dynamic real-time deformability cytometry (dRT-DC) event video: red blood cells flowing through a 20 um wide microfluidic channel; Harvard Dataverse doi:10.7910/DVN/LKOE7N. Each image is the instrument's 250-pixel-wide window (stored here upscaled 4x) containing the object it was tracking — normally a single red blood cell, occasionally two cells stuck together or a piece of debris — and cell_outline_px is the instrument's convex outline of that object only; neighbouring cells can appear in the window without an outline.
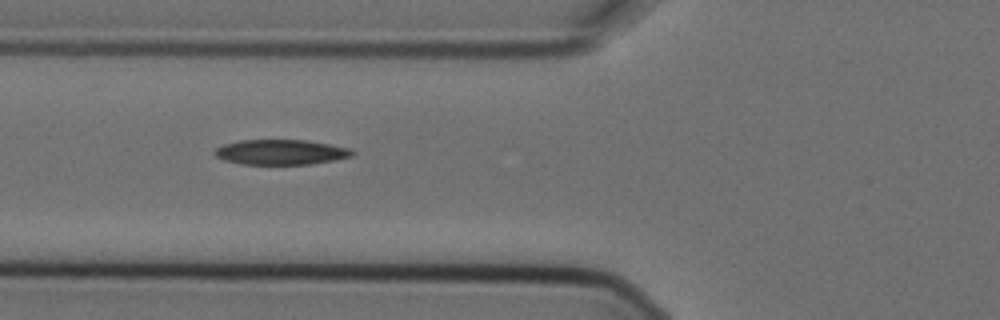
{"species": "Egyptian fruit bat (a non-hibernating species)", "species_latin": "Rousettus aegyptiacus", "temperature_condition": "cold", "stored_images_in_passage": 14, "camera_frame_rate_fps": 3000, "um_per_image_px": 0.085, "animal": {"sex": "female"}, "frame": {"image": 1, "passage_image": 6, "time_ms": 1.667, "image_size_px": [1000, 320], "cell_outline_px": [[356, 152], [352, 156], [336, 160], [308, 164], [240, 164], [224, 160], [216, 156], [212, 152], [216, 148], [224, 144], [240, 140], [308, 140], [348, 148]], "centroid_in_image_um": [23.86, 12.93], "position_along_channel_um": 101.9, "area_um2": 20.11}}
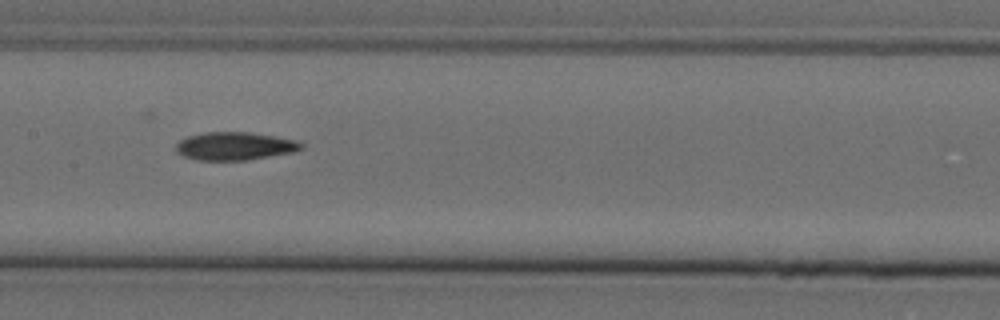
{"frame": {"image": 2, "passage_image": 8, "time_ms": 2.333, "image_size_px": [1000, 320], "cell_outline_px": [[304, 148], [296, 152], [244, 160], [196, 160], [184, 156], [176, 152], [176, 144], [180, 140], [188, 136], [204, 132], [248, 132], [296, 140], [304, 144]], "centroid_in_image_um": [19.96, 12.42], "position_along_channel_um": 187.4, "area_um2": 20.46}}
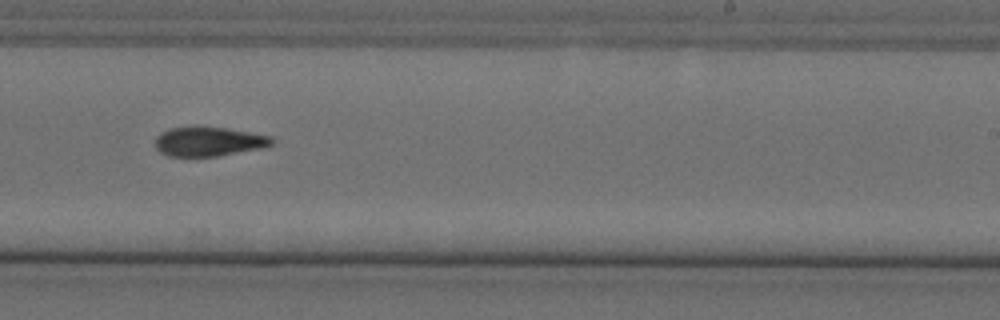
{"frame": {"image": 3, "passage_image": 10, "time_ms": 3.0, "image_size_px": [1000, 320], "cell_outline_px": [[276, 140], [272, 144], [260, 148], [216, 156], [168, 156], [160, 152], [156, 148], [156, 136], [160, 132], [168, 128], [196, 124], [224, 128], [272, 136]], "centroid_in_image_um": [17.69, 11.99], "position_along_channel_um": 271.3, "area_um2": 20.29}}